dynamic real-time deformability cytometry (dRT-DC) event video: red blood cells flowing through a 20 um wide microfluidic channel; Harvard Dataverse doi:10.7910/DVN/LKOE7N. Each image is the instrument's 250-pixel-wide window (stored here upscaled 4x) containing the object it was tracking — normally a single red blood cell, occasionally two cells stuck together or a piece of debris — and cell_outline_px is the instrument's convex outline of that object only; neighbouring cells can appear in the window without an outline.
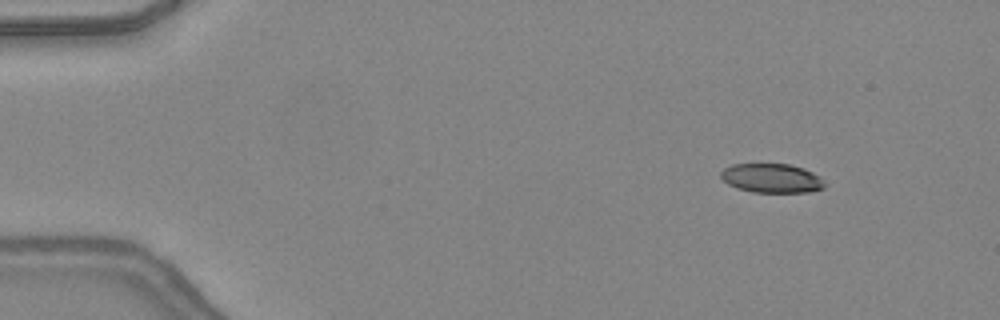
{"species": "common noctule bat (a hibernating species)", "species_latin": "Nyctalus noctula", "temperature_condition": "warm", "stored_images_in_passage": 48, "camera_frame_rate_fps": 3000, "um_per_image_px": 0.085, "animal": {"sex": "female", "body_mass_g": 24.6, "forearm_length_mm": 56.2}, "frame": {"image": 1, "passage_image": 6, "time_ms": 1.667, "image_size_px": [1000, 320], "cell_outline_px": [[824, 188], [808, 192], [752, 192], [736, 188], [728, 184], [720, 176], [720, 172], [724, 168], [732, 164], [788, 164], [804, 168], [820, 176], [824, 180]], "centroid_in_image_um": [65.59, 15.14], "position_along_channel_um": 19.4, "area_um2": 17.69}}
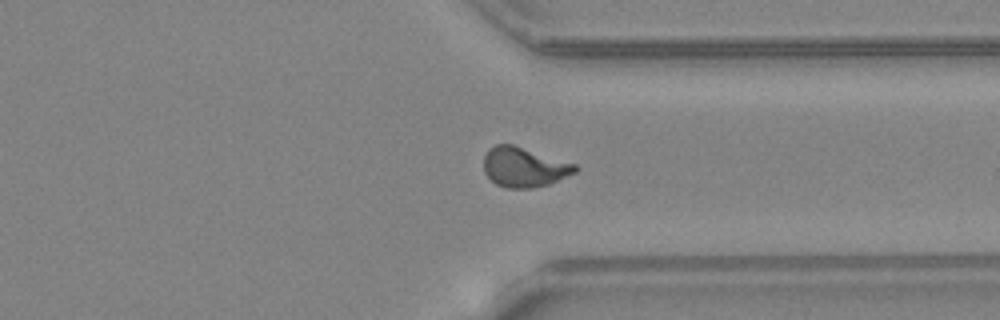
{"frame": {"image": 2, "passage_image": 37, "time_ms": 12.0, "image_size_px": [1000, 320], "cell_outline_px": [[580, 168], [576, 172], [548, 184], [532, 188], [508, 188], [496, 184], [484, 172], [484, 156], [488, 148], [496, 144], [512, 144], [576, 164]], "centroid_in_image_um": [44.54, 14.2], "position_along_channel_um": 366.9, "area_um2": 21.1}}
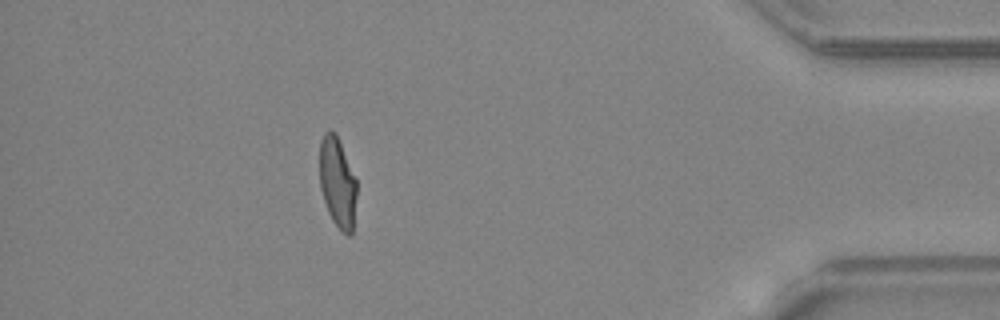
{"frame": {"image": 3, "passage_image": 43, "time_ms": 14.0, "image_size_px": [1000, 320], "cell_outline_px": [[356, 196], [352, 232], [348, 236], [332, 220], [328, 212], [320, 188], [320, 140], [324, 132], [328, 128], [332, 128], [336, 132], [356, 180]], "centroid_in_image_um": [28.66, 15.44], "position_along_channel_um": 406.5, "area_um2": 19.42}, "authors_computed_cell_mechanics": {"area_um2": 20.1722, "velocity_mm_per_s": 4.3771, "shape_relaxation_time_tau1_ms": null, "shape_relaxation_time_tau2_ms": 1.3463, "deformation_change_tau1": null, "deformation_change_tau2": 0.0814}}